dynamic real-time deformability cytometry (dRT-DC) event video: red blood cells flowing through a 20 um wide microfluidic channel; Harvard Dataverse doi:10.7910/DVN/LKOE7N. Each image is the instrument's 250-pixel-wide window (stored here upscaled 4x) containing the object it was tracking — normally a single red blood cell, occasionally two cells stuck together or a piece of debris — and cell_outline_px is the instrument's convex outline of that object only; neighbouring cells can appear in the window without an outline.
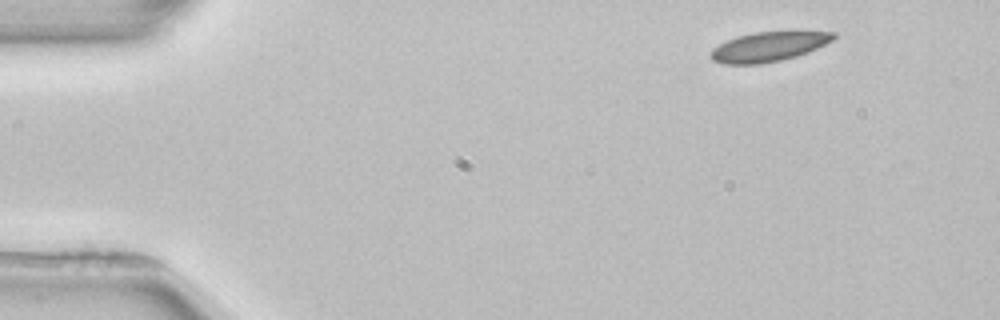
{"species": "common noctule bat (a hibernating species)", "species_latin": "Nyctalus noctula", "temperature_condition": "room temperature", "stored_images_in_passage": 3, "camera_frame_rate_fps": 3000, "um_per_image_px": 0.085, "animal": {"sex": "female", "body_mass_g": 22.7, "forearm_length_mm": 54.2}, "frame": {"image": 1, "passage_image": 1, "time_ms": 0.0, "image_size_px": [1000, 320], "cell_outline_px": [[836, 36], [832, 40], [816, 48], [796, 56], [780, 60], [760, 64], [724, 64], [712, 60], [708, 56], [708, 52], [712, 48], [736, 36], [752, 32], [788, 28], [792, 28], [836, 32]], "centroid_in_image_um": [65.36, 3.9], "position_along_channel_um": 19.6, "area_um2": 22.25}}
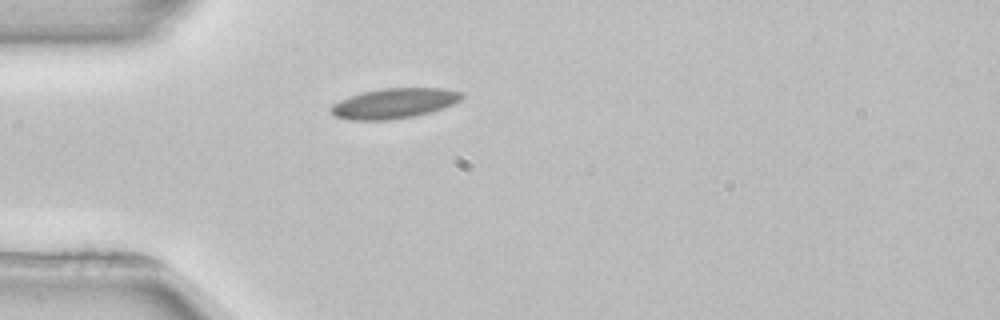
{"frame": {"image": 2, "passage_image": 3, "time_ms": 3.0, "image_size_px": [1000, 320], "cell_outline_px": [[464, 96], [460, 100], [452, 104], [432, 112], [412, 116], [388, 120], [348, 120], [336, 116], [332, 112], [332, 104], [348, 96], [364, 92], [384, 88], [444, 88], [464, 92]], "centroid_in_image_um": [33.53, 8.78], "position_along_channel_um": 51.5, "area_um2": 22.89}}